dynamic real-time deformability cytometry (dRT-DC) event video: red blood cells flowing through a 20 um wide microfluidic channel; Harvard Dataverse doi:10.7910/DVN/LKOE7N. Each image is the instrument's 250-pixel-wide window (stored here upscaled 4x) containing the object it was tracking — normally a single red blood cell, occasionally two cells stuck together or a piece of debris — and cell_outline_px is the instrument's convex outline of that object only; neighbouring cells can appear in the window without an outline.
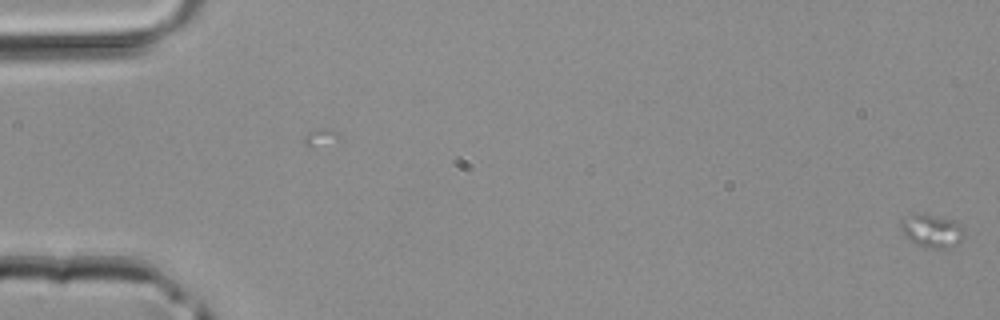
{"species": "common noctule bat (a hibernating species)", "species_latin": "Nyctalus noctula", "temperature_condition": "room temperature", "stored_images_in_passage": 4, "camera_frame_rate_fps": 3000, "um_per_image_px": 0.085, "animal": {"sex": "male", "body_mass_g": 20.4}, "frame": {"image": 1, "passage_image": 4, "time_ms": 1.0, "image_size_px": [1000, 320], "cell_outline_px": [[964, 236], [952, 248], [928, 248], [908, 240], [904, 236], [900, 228], [900, 220], [908, 212], [912, 212], [936, 216], [952, 220], [960, 224]], "centroid_in_image_um": [79.13, 19.6], "position_along_channel_um": 5.9, "area_um2": 12.43}}